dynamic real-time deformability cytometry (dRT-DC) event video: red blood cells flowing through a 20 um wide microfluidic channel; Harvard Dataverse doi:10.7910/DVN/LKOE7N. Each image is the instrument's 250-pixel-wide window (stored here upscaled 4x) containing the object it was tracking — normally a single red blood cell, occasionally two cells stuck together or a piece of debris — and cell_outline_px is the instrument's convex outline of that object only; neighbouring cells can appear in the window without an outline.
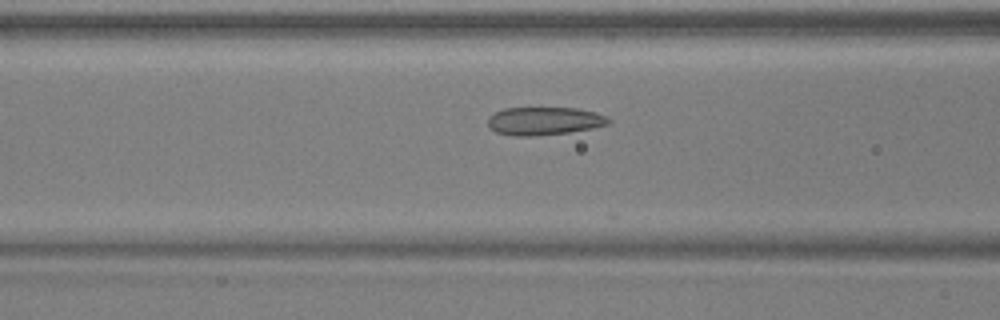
{"species": "common noctule bat (a hibernating species)", "species_latin": "Nyctalus noctula", "temperature_condition": "warm", "stored_images_in_passage": 25, "camera_frame_rate_fps": 3000, "um_per_image_px": 0.085, "animal": {"sex": "male", "body_mass_g": 17.9, "forearm_length_mm": 54.2}, "frame": {"image": 1, "passage_image": 21, "time_ms": 6.667, "image_size_px": [1000, 320], "cell_outline_px": [[612, 120], [608, 124], [592, 128], [568, 132], [536, 136], [512, 136], [496, 132], [488, 128], [488, 116], [504, 108], [576, 108], [608, 116]], "centroid_in_image_um": [46.22, 10.29], "position_along_channel_um": 120.4, "area_um2": 19.77}}
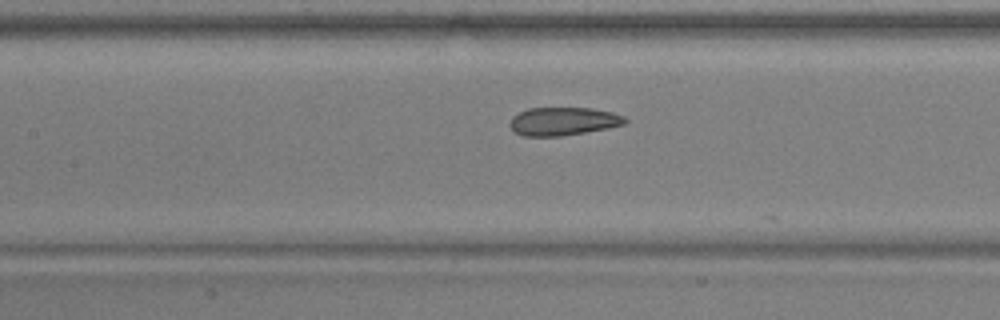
{"frame": {"image": 2, "passage_image": 24, "time_ms": 7.667, "image_size_px": [1000, 320], "cell_outline_px": [[628, 120], [624, 124], [608, 128], [560, 136], [524, 136], [516, 132], [508, 124], [512, 116], [528, 108], [592, 108], [612, 112], [624, 116]], "centroid_in_image_um": [47.87, 10.3], "position_along_channel_um": 159.5, "area_um2": 18.84}}